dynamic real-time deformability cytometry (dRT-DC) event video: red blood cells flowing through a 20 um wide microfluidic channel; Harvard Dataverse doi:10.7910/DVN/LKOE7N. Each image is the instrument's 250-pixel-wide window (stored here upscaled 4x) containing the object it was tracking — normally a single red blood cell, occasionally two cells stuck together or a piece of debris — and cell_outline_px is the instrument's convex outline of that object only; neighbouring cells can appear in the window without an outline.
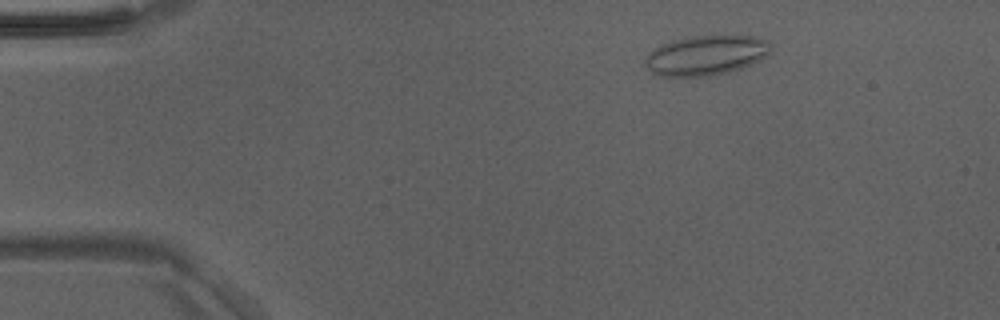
{"species": "Egyptian fruit bat (a non-hibernating species)", "species_latin": "Rousettus aegyptiacus", "temperature_condition": "room temperature", "stored_images_in_passage": 48, "camera_frame_rate_fps": 3000, "um_per_image_px": 0.085, "animal": {"sex": "male"}, "frame": {"image": 1, "passage_image": 7, "time_ms": 2.0, "image_size_px": [1000, 320], "cell_outline_px": [[772, 52], [768, 56], [752, 64], [740, 68], [708, 76], [660, 76], [652, 72], [644, 64], [644, 60], [656, 48], [672, 40], [692, 36], [756, 36], [768, 40], [772, 44]], "centroid_in_image_um": [60.08, 4.69], "position_along_channel_um": 24.9, "area_um2": 29.02}}
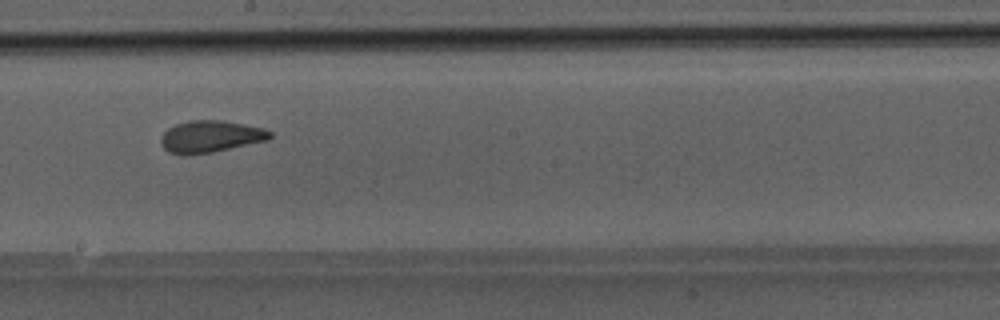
{"frame": {"image": 2, "passage_image": 27, "time_ms": 8.667, "image_size_px": [1000, 320], "cell_outline_px": [[272, 136], [268, 140], [212, 152], [184, 156], [180, 156], [168, 152], [160, 144], [160, 136], [168, 128], [176, 124], [188, 120], [220, 120], [264, 128], [272, 132]], "centroid_in_image_um": [17.84, 11.62], "position_along_channel_um": 230.4, "area_um2": 20.46}}
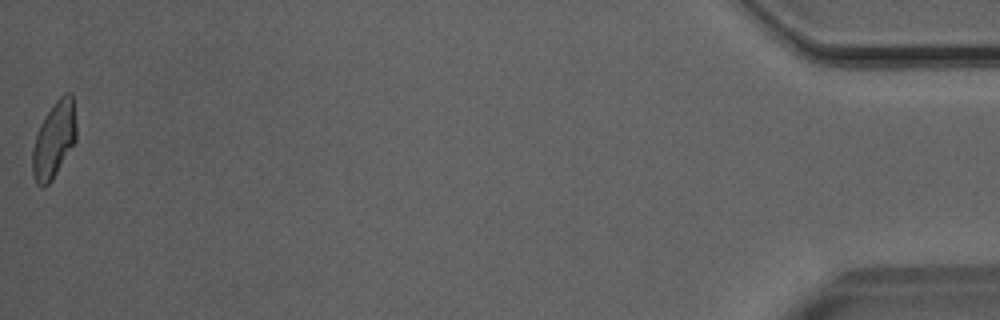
{"frame": {"image": 3, "passage_image": 48, "time_ms": 15.667, "image_size_px": [1000, 320], "cell_outline_px": [[76, 140], [52, 180], [44, 188], [40, 188], [36, 184], [32, 176], [32, 148], [40, 124], [56, 100], [64, 92], [72, 92], [76, 124]], "centroid_in_image_um": [4.58, 11.9], "position_along_channel_um": 430.6, "area_um2": 19.59}}